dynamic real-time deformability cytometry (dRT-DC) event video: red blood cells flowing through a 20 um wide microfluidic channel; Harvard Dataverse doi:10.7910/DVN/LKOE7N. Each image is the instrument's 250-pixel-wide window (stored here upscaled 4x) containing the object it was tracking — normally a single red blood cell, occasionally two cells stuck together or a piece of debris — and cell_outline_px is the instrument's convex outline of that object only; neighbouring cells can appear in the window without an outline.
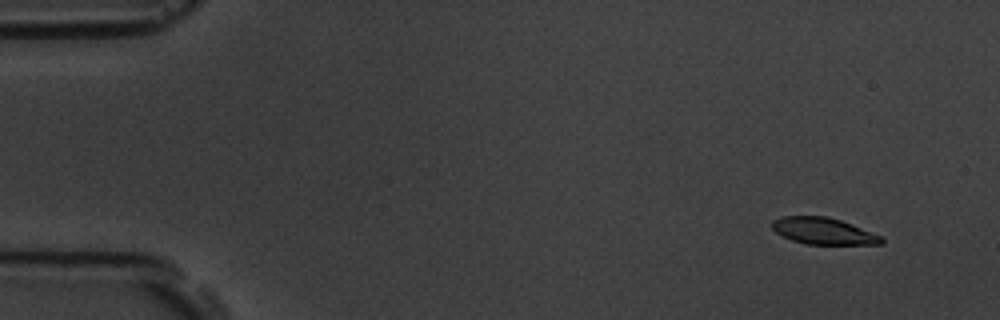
{"species": "common noctule bat (a hibernating species)", "species_latin": "Nyctalus noctula", "temperature_condition": "room temperature", "stored_images_in_passage": 5, "camera_frame_rate_fps": 3000, "um_per_image_px": 0.085, "animal": {"sex": "male", "body_mass_g": 19.5, "forearm_length_mm": 54.6}, "frame": {"image": 1, "passage_image": 2, "time_ms": 1.333, "image_size_px": [1000, 320], "cell_outline_px": [[884, 244], [804, 244], [792, 240], [776, 232], [772, 228], [772, 220], [784, 216], [828, 216], [852, 224], [884, 236]], "centroid_in_image_um": [70.03, 19.64], "position_along_channel_um": 15.0, "area_um2": 17.05}}